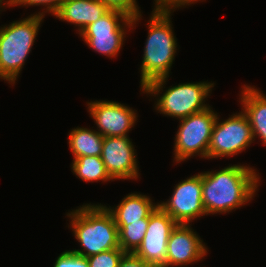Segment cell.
Returning <instances> with one entry per match:
<instances>
[{
	"instance_id": "obj_3",
	"label": "cell",
	"mask_w": 266,
	"mask_h": 267,
	"mask_svg": "<svg viewBox=\"0 0 266 267\" xmlns=\"http://www.w3.org/2000/svg\"><path fill=\"white\" fill-rule=\"evenodd\" d=\"M171 15L152 12L147 22L148 36L140 65L141 89L156 79L170 76L178 46Z\"/></svg>"
},
{
	"instance_id": "obj_25",
	"label": "cell",
	"mask_w": 266,
	"mask_h": 267,
	"mask_svg": "<svg viewBox=\"0 0 266 267\" xmlns=\"http://www.w3.org/2000/svg\"><path fill=\"white\" fill-rule=\"evenodd\" d=\"M118 267H153L146 263L134 253H125Z\"/></svg>"
},
{
	"instance_id": "obj_1",
	"label": "cell",
	"mask_w": 266,
	"mask_h": 267,
	"mask_svg": "<svg viewBox=\"0 0 266 267\" xmlns=\"http://www.w3.org/2000/svg\"><path fill=\"white\" fill-rule=\"evenodd\" d=\"M249 165L233 164L202 172V202L207 215L225 214L253 200L260 175Z\"/></svg>"
},
{
	"instance_id": "obj_19",
	"label": "cell",
	"mask_w": 266,
	"mask_h": 267,
	"mask_svg": "<svg viewBox=\"0 0 266 267\" xmlns=\"http://www.w3.org/2000/svg\"><path fill=\"white\" fill-rule=\"evenodd\" d=\"M149 222H115L118 227L119 246L125 253H134L146 234Z\"/></svg>"
},
{
	"instance_id": "obj_24",
	"label": "cell",
	"mask_w": 266,
	"mask_h": 267,
	"mask_svg": "<svg viewBox=\"0 0 266 267\" xmlns=\"http://www.w3.org/2000/svg\"><path fill=\"white\" fill-rule=\"evenodd\" d=\"M154 8L151 12L155 13H173L176 9L187 7L197 2L205 0H154Z\"/></svg>"
},
{
	"instance_id": "obj_8",
	"label": "cell",
	"mask_w": 266,
	"mask_h": 267,
	"mask_svg": "<svg viewBox=\"0 0 266 267\" xmlns=\"http://www.w3.org/2000/svg\"><path fill=\"white\" fill-rule=\"evenodd\" d=\"M219 116L214 124L208 147L209 160L238 155L255 141L248 117L242 110L223 121Z\"/></svg>"
},
{
	"instance_id": "obj_23",
	"label": "cell",
	"mask_w": 266,
	"mask_h": 267,
	"mask_svg": "<svg viewBox=\"0 0 266 267\" xmlns=\"http://www.w3.org/2000/svg\"><path fill=\"white\" fill-rule=\"evenodd\" d=\"M54 267H89V264L86 257L65 250L57 257Z\"/></svg>"
},
{
	"instance_id": "obj_20",
	"label": "cell",
	"mask_w": 266,
	"mask_h": 267,
	"mask_svg": "<svg viewBox=\"0 0 266 267\" xmlns=\"http://www.w3.org/2000/svg\"><path fill=\"white\" fill-rule=\"evenodd\" d=\"M125 252L121 248L111 249L87 257L89 267H118Z\"/></svg>"
},
{
	"instance_id": "obj_15",
	"label": "cell",
	"mask_w": 266,
	"mask_h": 267,
	"mask_svg": "<svg viewBox=\"0 0 266 267\" xmlns=\"http://www.w3.org/2000/svg\"><path fill=\"white\" fill-rule=\"evenodd\" d=\"M239 95L242 111L248 117L254 140L259 137L266 146V95L257 87L244 84Z\"/></svg>"
},
{
	"instance_id": "obj_9",
	"label": "cell",
	"mask_w": 266,
	"mask_h": 267,
	"mask_svg": "<svg viewBox=\"0 0 266 267\" xmlns=\"http://www.w3.org/2000/svg\"><path fill=\"white\" fill-rule=\"evenodd\" d=\"M158 206L178 224H190L195 219L207 216L202 202V174L187 177L174 186L167 201Z\"/></svg>"
},
{
	"instance_id": "obj_17",
	"label": "cell",
	"mask_w": 266,
	"mask_h": 267,
	"mask_svg": "<svg viewBox=\"0 0 266 267\" xmlns=\"http://www.w3.org/2000/svg\"><path fill=\"white\" fill-rule=\"evenodd\" d=\"M104 137L96 130L77 126L68 135V144L74 159L83 156H101Z\"/></svg>"
},
{
	"instance_id": "obj_16",
	"label": "cell",
	"mask_w": 266,
	"mask_h": 267,
	"mask_svg": "<svg viewBox=\"0 0 266 267\" xmlns=\"http://www.w3.org/2000/svg\"><path fill=\"white\" fill-rule=\"evenodd\" d=\"M153 201L148 195L131 192L117 206H104L115 222H149V216L158 207V202Z\"/></svg>"
},
{
	"instance_id": "obj_6",
	"label": "cell",
	"mask_w": 266,
	"mask_h": 267,
	"mask_svg": "<svg viewBox=\"0 0 266 267\" xmlns=\"http://www.w3.org/2000/svg\"><path fill=\"white\" fill-rule=\"evenodd\" d=\"M141 17L142 14H139L131 19L122 12L109 10L97 21L85 27L79 35L95 52L108 58H116L125 43L127 32L136 28L135 25Z\"/></svg>"
},
{
	"instance_id": "obj_2",
	"label": "cell",
	"mask_w": 266,
	"mask_h": 267,
	"mask_svg": "<svg viewBox=\"0 0 266 267\" xmlns=\"http://www.w3.org/2000/svg\"><path fill=\"white\" fill-rule=\"evenodd\" d=\"M68 228L81 249L70 250L77 255L89 257L94 254L120 248L118 227L112 214L103 204L86 203L66 214Z\"/></svg>"
},
{
	"instance_id": "obj_4",
	"label": "cell",
	"mask_w": 266,
	"mask_h": 267,
	"mask_svg": "<svg viewBox=\"0 0 266 267\" xmlns=\"http://www.w3.org/2000/svg\"><path fill=\"white\" fill-rule=\"evenodd\" d=\"M168 78L167 76L156 79L148 83L143 89L140 88L142 93L155 97L154 104L158 113L180 120L210 107L206 101L216 85L215 82L212 83V81L208 82L207 80L179 83L163 90Z\"/></svg>"
},
{
	"instance_id": "obj_26",
	"label": "cell",
	"mask_w": 266,
	"mask_h": 267,
	"mask_svg": "<svg viewBox=\"0 0 266 267\" xmlns=\"http://www.w3.org/2000/svg\"><path fill=\"white\" fill-rule=\"evenodd\" d=\"M12 3L13 0H0V12L4 11L7 7L8 8L12 7Z\"/></svg>"
},
{
	"instance_id": "obj_21",
	"label": "cell",
	"mask_w": 266,
	"mask_h": 267,
	"mask_svg": "<svg viewBox=\"0 0 266 267\" xmlns=\"http://www.w3.org/2000/svg\"><path fill=\"white\" fill-rule=\"evenodd\" d=\"M101 1L109 10L122 12L131 19L141 14V10L139 9L140 7L138 6L136 0H101Z\"/></svg>"
},
{
	"instance_id": "obj_14",
	"label": "cell",
	"mask_w": 266,
	"mask_h": 267,
	"mask_svg": "<svg viewBox=\"0 0 266 267\" xmlns=\"http://www.w3.org/2000/svg\"><path fill=\"white\" fill-rule=\"evenodd\" d=\"M109 9L101 0H64L59 10L53 15L62 22L74 24L80 34L85 27L97 21Z\"/></svg>"
},
{
	"instance_id": "obj_12",
	"label": "cell",
	"mask_w": 266,
	"mask_h": 267,
	"mask_svg": "<svg viewBox=\"0 0 266 267\" xmlns=\"http://www.w3.org/2000/svg\"><path fill=\"white\" fill-rule=\"evenodd\" d=\"M100 157L114 181L139 178L136 149L129 136L104 137Z\"/></svg>"
},
{
	"instance_id": "obj_5",
	"label": "cell",
	"mask_w": 266,
	"mask_h": 267,
	"mask_svg": "<svg viewBox=\"0 0 266 267\" xmlns=\"http://www.w3.org/2000/svg\"><path fill=\"white\" fill-rule=\"evenodd\" d=\"M45 16L31 14L0 26V79L14 86Z\"/></svg>"
},
{
	"instance_id": "obj_10",
	"label": "cell",
	"mask_w": 266,
	"mask_h": 267,
	"mask_svg": "<svg viewBox=\"0 0 266 267\" xmlns=\"http://www.w3.org/2000/svg\"><path fill=\"white\" fill-rule=\"evenodd\" d=\"M86 104L91 118L97 125L95 130L103 137L129 136V131L138 120L137 110L118 101L93 100Z\"/></svg>"
},
{
	"instance_id": "obj_13",
	"label": "cell",
	"mask_w": 266,
	"mask_h": 267,
	"mask_svg": "<svg viewBox=\"0 0 266 267\" xmlns=\"http://www.w3.org/2000/svg\"><path fill=\"white\" fill-rule=\"evenodd\" d=\"M167 245L164 267L192 265L203 260L209 251L191 224H177L169 236Z\"/></svg>"
},
{
	"instance_id": "obj_7",
	"label": "cell",
	"mask_w": 266,
	"mask_h": 267,
	"mask_svg": "<svg viewBox=\"0 0 266 267\" xmlns=\"http://www.w3.org/2000/svg\"><path fill=\"white\" fill-rule=\"evenodd\" d=\"M218 113L212 107L179 120L174 141V163H181L197 155L208 160V147Z\"/></svg>"
},
{
	"instance_id": "obj_22",
	"label": "cell",
	"mask_w": 266,
	"mask_h": 267,
	"mask_svg": "<svg viewBox=\"0 0 266 267\" xmlns=\"http://www.w3.org/2000/svg\"><path fill=\"white\" fill-rule=\"evenodd\" d=\"M64 2V0H13L12 7L13 6H45L44 9L41 8L43 12H35L33 14H38L45 16L46 13L54 15L60 8L61 4Z\"/></svg>"
},
{
	"instance_id": "obj_18",
	"label": "cell",
	"mask_w": 266,
	"mask_h": 267,
	"mask_svg": "<svg viewBox=\"0 0 266 267\" xmlns=\"http://www.w3.org/2000/svg\"><path fill=\"white\" fill-rule=\"evenodd\" d=\"M72 173L85 182L114 181L108 174L105 165L98 156H83L72 160Z\"/></svg>"
},
{
	"instance_id": "obj_11",
	"label": "cell",
	"mask_w": 266,
	"mask_h": 267,
	"mask_svg": "<svg viewBox=\"0 0 266 267\" xmlns=\"http://www.w3.org/2000/svg\"><path fill=\"white\" fill-rule=\"evenodd\" d=\"M177 224L158 206L149 216L146 234L134 254L153 267H164L169 236Z\"/></svg>"
}]
</instances>
